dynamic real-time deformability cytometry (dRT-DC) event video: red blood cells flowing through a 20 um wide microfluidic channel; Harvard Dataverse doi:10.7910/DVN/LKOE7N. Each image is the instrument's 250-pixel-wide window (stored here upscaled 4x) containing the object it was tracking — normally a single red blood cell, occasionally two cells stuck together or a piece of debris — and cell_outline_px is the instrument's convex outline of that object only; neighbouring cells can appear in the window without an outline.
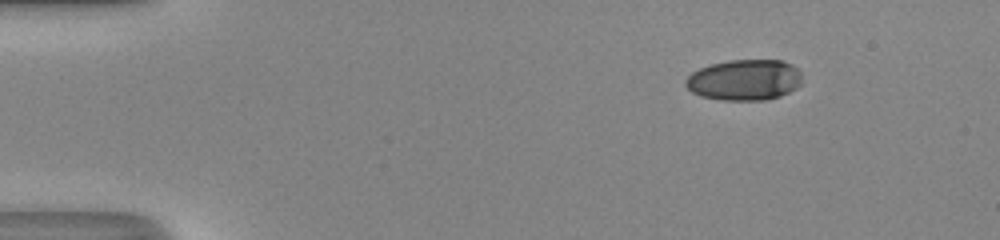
{"species": "human", "species_latin": "Homo sapiens", "temperature_condition": "room temperature", "stored_images_in_passage": 44, "camera_frame_rate_fps": 3000, "um_per_image_px": 0.085, "donor": {"sex": "male"}, "frame": {"image": 1, "passage_image": 1, "time_ms": 0.0, "image_size_px": [1000, 240], "cell_outline_px": [[800, 84], [796, 88], [780, 96], [764, 100], [720, 100], [700, 96], [692, 92], [684, 84], [684, 80], [692, 72], [700, 68], [712, 64], [728, 60], [780, 60], [792, 64], [800, 72]], "centroid_in_image_um": [63.25, 6.79], "position_along_channel_um": 21.8, "area_um2": 27.74}}
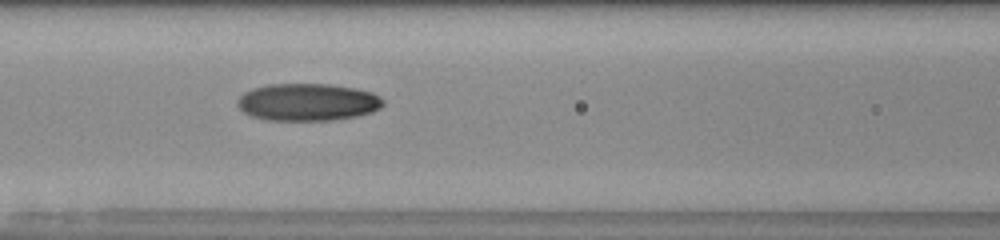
{"frame": {"image": 2, "passage_image": 17, "time_ms": 5.333, "image_size_px": [1000, 240], "cell_outline_px": [[384, 104], [380, 108], [372, 112], [356, 116], [332, 120], [264, 120], [252, 116], [244, 112], [236, 104], [236, 100], [244, 92], [252, 88], [268, 84], [328, 84], [356, 88], [372, 92], [380, 96], [384, 100]], "centroid_in_image_um": [26.15, 8.68], "position_along_channel_um": 140.5, "area_um2": 31.91}}
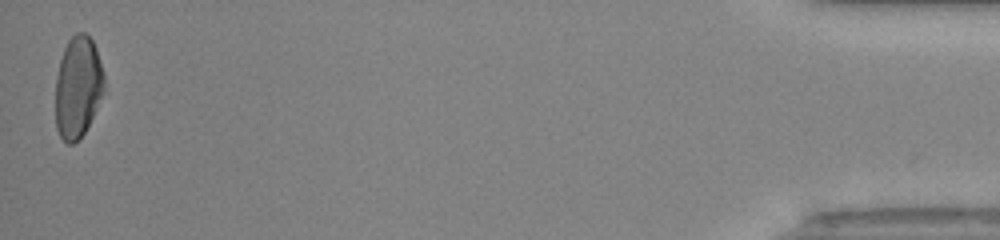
{"frame": {"image": 3, "passage_image": 44, "time_ms": 14.333, "image_size_px": [1000, 240], "cell_outline_px": [[104, 84], [96, 108], [84, 132], [72, 144], [68, 144], [60, 136], [56, 128], [56, 76], [60, 60], [64, 48], [68, 40], [76, 32], [84, 32], [92, 40], [96, 48], [104, 72]], "centroid_in_image_um": [6.6, 7.36], "position_along_channel_um": 428.6, "area_um2": 28.44}, "authors_computed_cell_mechanics": {"area_um2": 30.634, "velocity_mm_per_s": 4.233, "shape_relaxation_time_tau1_ms": null, "shape_relaxation_time_tau2_ms": 2.5271, "deformation_change_tau1": null, "deformation_change_tau2": 0.0809}}